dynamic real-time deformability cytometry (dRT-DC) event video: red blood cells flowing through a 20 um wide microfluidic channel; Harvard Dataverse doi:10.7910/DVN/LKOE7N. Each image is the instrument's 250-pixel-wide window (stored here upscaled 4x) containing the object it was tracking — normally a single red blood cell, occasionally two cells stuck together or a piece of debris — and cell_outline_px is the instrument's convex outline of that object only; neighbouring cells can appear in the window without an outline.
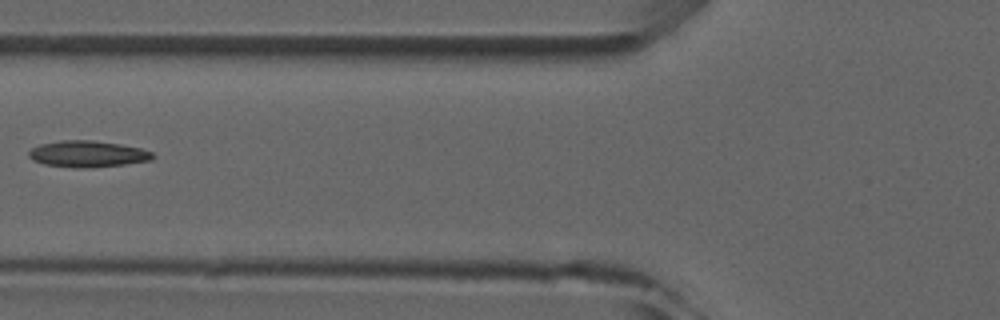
{"species": "common noctule bat (a hibernating species)", "species_latin": "Nyctalus noctula", "temperature_condition": "room temperature", "stored_images_in_passage": 5, "camera_frame_rate_fps": 3000, "um_per_image_px": 0.085, "animal": {"sex": "male", "forearm_length_mm": 52.5}, "frame": {"image": 1, "passage_image": 5, "time_ms": 4.333, "image_size_px": [1000, 320], "cell_outline_px": [[156, 156], [152, 160], [124, 164], [92, 168], [76, 168], [44, 164], [32, 160], [28, 156], [28, 152], [32, 148], [40, 144], [60, 140], [92, 140], [120, 144], [140, 148], [152, 152]], "centroid_in_image_um": [7.44, 13.09], "position_along_channel_um": 118.4, "area_um2": 19.19}}